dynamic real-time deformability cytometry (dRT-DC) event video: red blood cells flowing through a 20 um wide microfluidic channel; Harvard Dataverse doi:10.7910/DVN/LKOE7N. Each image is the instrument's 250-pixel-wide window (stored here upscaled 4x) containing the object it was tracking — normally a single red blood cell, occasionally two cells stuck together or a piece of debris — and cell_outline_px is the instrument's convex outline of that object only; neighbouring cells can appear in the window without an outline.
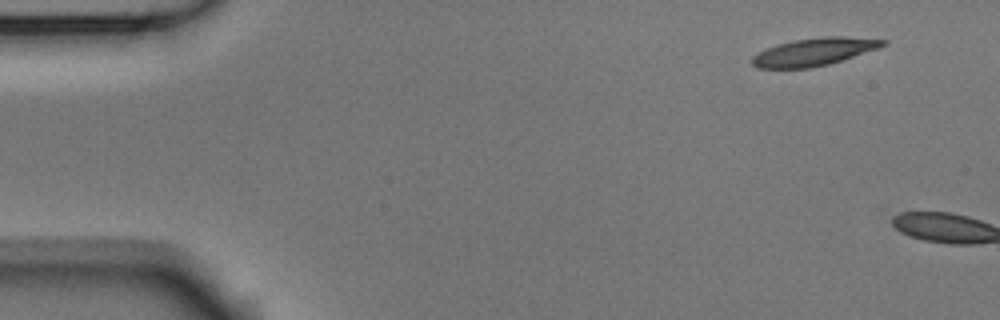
{"species": "Egyptian fruit bat (a non-hibernating species)", "species_latin": "Rousettus aegyptiacus", "temperature_condition": "room temperature", "stored_images_in_passage": 2, "camera_frame_rate_fps": 3000, "um_per_image_px": 0.085, "animal": {"sex": "male"}, "frame": {"image": 1, "passage_image": 1, "time_ms": 0.0, "image_size_px": [1000, 320], "cell_outline_px": [[888, 44], [828, 64], [812, 68], [756, 68], [752, 64], [752, 56], [756, 52], [776, 44], [792, 40], [824, 36], [844, 36], [888, 40]], "centroid_in_image_um": [69.13, 4.4], "position_along_channel_um": 15.9, "area_um2": 21.04}}